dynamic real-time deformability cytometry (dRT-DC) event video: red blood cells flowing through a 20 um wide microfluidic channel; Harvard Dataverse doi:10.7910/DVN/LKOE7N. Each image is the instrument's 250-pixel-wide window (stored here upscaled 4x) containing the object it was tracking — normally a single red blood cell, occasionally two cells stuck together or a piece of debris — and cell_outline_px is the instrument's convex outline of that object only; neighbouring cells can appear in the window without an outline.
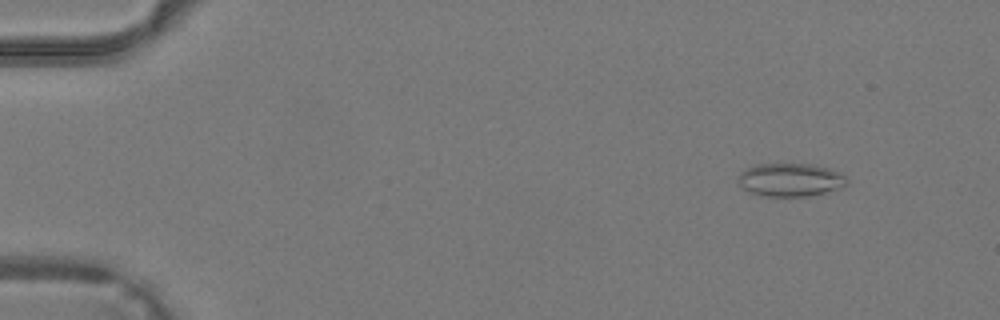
{"species": "common noctule bat (a hibernating species)", "species_latin": "Nyctalus noctula", "temperature_condition": "warm", "stored_images_in_passage": 42, "camera_frame_rate_fps": 3000, "um_per_image_px": 0.085, "animal": {"sex": "male", "body_mass_g": 19.2, "forearm_length_mm": 51.8}, "frame": {"image": 1, "passage_image": 5, "time_ms": 1.333, "image_size_px": [1000, 320], "cell_outline_px": [[848, 184], [824, 192], [808, 196], [768, 196], [748, 192], [736, 180], [736, 176], [740, 172], [756, 164], [812, 164], [828, 168], [844, 176], [848, 180]], "centroid_in_image_um": [67.12, 15.28], "position_along_channel_um": 17.9, "area_um2": 20.81}}
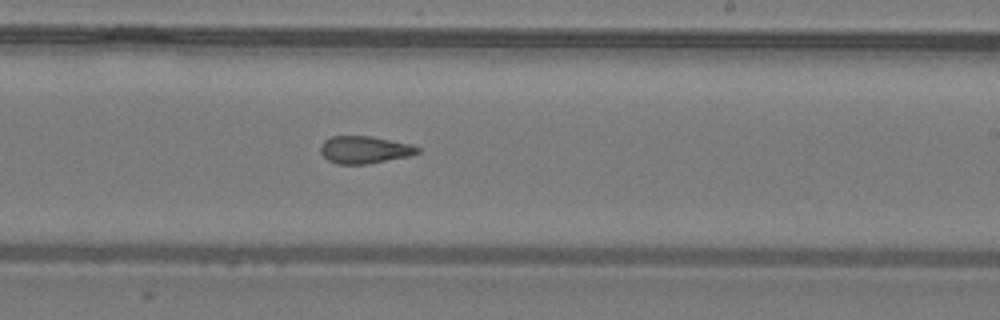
{"frame": {"image": 2, "passage_image": 26, "time_ms": 8.333, "image_size_px": [1000, 320], "cell_outline_px": [[420, 152], [408, 156], [368, 164], [340, 164], [328, 160], [320, 152], [320, 144], [324, 140], [332, 136], [372, 136], [412, 144], [420, 148]], "centroid_in_image_um": [30.98, 12.72], "position_along_channel_um": 258.0, "area_um2": 15.55}}
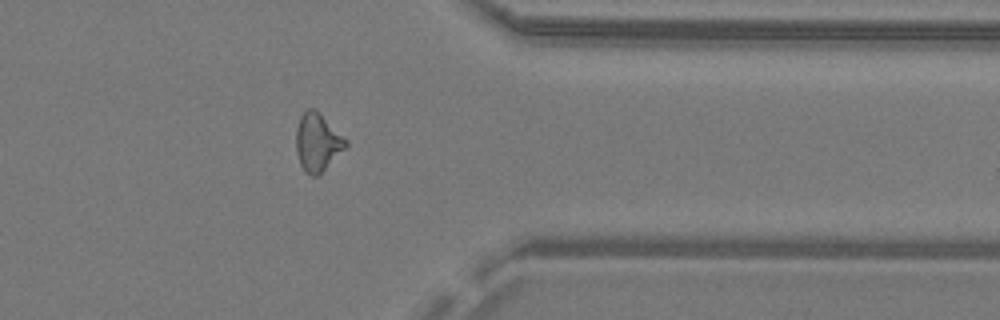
{"frame": {"image": 3, "passage_image": 34, "time_ms": 11.0, "image_size_px": [1000, 320], "cell_outline_px": [[348, 144], [316, 176], [312, 176], [304, 172], [300, 164], [296, 152], [296, 128], [300, 116], [308, 108], [316, 108], [348, 140]], "centroid_in_image_um": [26.96, 12.04], "position_along_channel_um": 384.4, "area_um2": 16.65}}